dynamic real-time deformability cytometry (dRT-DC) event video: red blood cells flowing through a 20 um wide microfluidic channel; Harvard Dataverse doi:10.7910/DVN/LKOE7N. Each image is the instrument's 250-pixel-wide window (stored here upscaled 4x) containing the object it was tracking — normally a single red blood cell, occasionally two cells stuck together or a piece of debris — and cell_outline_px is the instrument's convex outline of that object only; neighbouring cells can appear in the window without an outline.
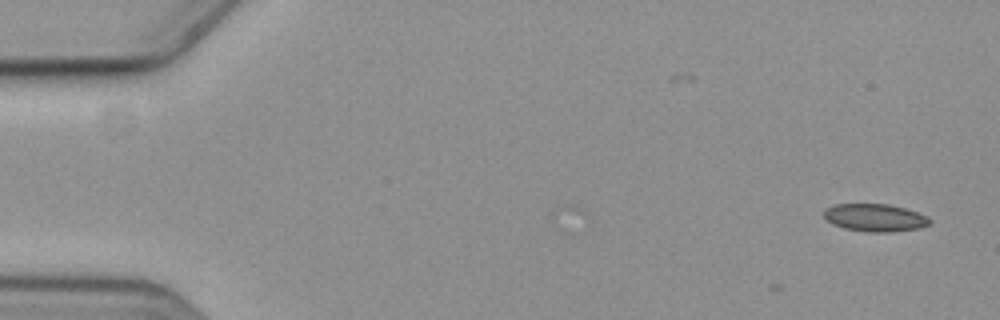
{"species": "common noctule bat (a hibernating species)", "species_latin": "Nyctalus noctula", "temperature_condition": "cold", "stored_images_in_passage": 4, "camera_frame_rate_fps": 3000, "um_per_image_px": 0.085, "animal": {"sex": "female", "body_mass_g": 19.3, "forearm_length_mm": 54.1}, "frame": {"image": 1, "passage_image": 4, "time_ms": 1.0, "image_size_px": [1000, 320], "cell_outline_px": [[932, 224], [920, 228], [888, 232], [868, 232], [844, 228], [832, 224], [824, 216], [824, 212], [828, 208], [836, 204], [888, 204], [904, 208], [928, 216], [932, 220]], "centroid_in_image_um": [74.42, 18.51], "position_along_channel_um": 10.6, "area_um2": 16.99}}